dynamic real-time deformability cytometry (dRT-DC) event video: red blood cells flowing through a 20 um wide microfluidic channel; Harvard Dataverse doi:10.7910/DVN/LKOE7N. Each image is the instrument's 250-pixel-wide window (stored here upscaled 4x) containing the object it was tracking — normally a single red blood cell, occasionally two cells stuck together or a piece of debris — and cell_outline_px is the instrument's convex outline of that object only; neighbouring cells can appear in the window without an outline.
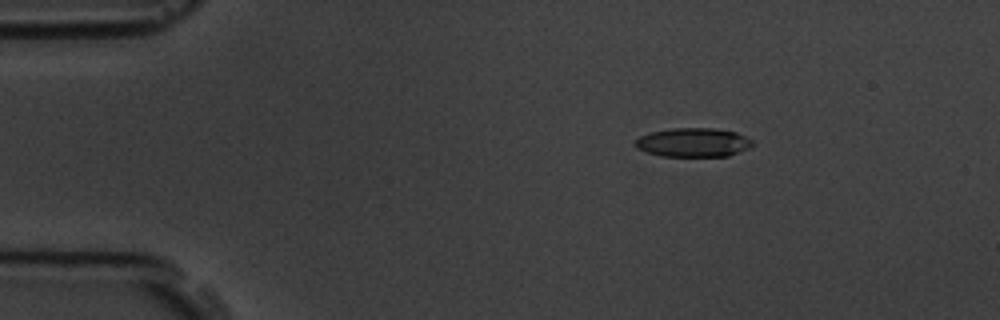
{"species": "common noctule bat (a hibernating species)", "species_latin": "Nyctalus noctula", "temperature_condition": "room temperature", "stored_images_in_passage": 5, "camera_frame_rate_fps": 3000, "um_per_image_px": 0.085, "animal": {"sex": "male", "body_mass_g": 19.5, "forearm_length_mm": 54.6}, "frame": {"image": 1, "passage_image": 3, "time_ms": 2.333, "image_size_px": [1000, 320], "cell_outline_px": [[752, 144], [748, 148], [728, 156], [660, 156], [636, 148], [636, 140], [640, 136], [652, 132], [672, 128], [712, 128], [736, 132], [752, 140]], "centroid_in_image_um": [58.92, 12.11], "position_along_channel_um": 26.1, "area_um2": 19.54}}